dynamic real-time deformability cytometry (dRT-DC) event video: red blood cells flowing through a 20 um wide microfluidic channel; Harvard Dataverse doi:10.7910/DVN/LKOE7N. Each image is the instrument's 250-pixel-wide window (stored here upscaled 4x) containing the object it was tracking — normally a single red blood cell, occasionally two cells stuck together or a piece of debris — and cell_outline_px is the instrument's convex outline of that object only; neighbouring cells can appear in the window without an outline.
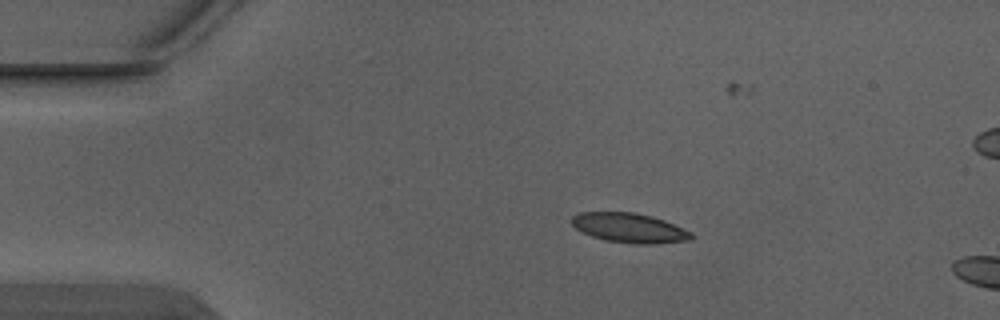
{"species": "Egyptian fruit bat (a non-hibernating species)", "species_latin": "Rousettus aegyptiacus", "temperature_condition": "warm", "stored_images_in_passage": 4, "camera_frame_rate_fps": 3000, "um_per_image_px": 0.085, "animal": {"sex": "male"}, "frame": {"image": 1, "passage_image": 3, "time_ms": 0.667, "image_size_px": [1000, 320], "cell_outline_px": [[692, 236], [688, 240], [652, 244], [636, 244], [604, 240], [580, 232], [572, 224], [572, 216], [580, 212], [636, 212], [652, 216], [664, 220], [692, 232]], "centroid_in_image_um": [53.47, 19.36], "position_along_channel_um": 31.5, "area_um2": 20.58}}